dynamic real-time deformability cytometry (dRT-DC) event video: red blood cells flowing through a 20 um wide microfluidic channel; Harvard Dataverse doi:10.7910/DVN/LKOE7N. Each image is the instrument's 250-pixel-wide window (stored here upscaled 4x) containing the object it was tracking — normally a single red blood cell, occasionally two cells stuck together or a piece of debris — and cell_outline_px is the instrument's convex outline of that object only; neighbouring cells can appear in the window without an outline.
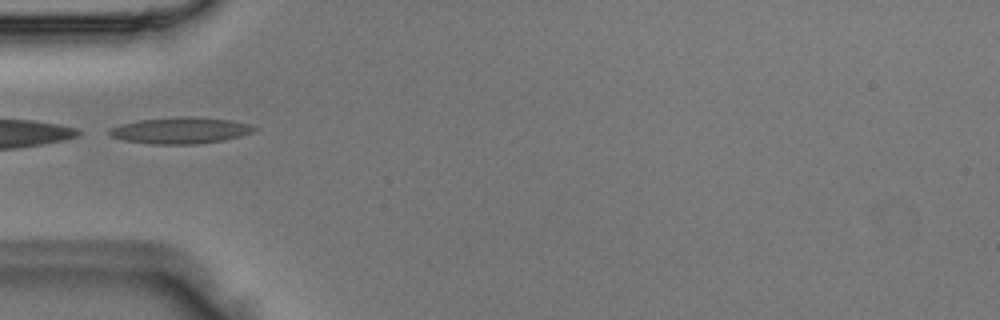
{"species": "Egyptian fruit bat (a non-hibernating species)", "species_latin": "Rousettus aegyptiacus", "temperature_condition": "room temperature", "stored_images_in_passage": 5, "camera_frame_rate_fps": 3000, "um_per_image_px": 0.085, "animal": {"sex": "male"}, "frame": {"image": 1, "passage_image": 5, "time_ms": 1.333, "image_size_px": [1000, 320], "cell_outline_px": [[260, 128], [252, 132], [240, 136], [224, 140], [196, 144], [148, 144], [124, 140], [112, 136], [108, 132], [108, 128], [120, 124], [140, 120], [180, 116], [192, 116], [232, 120], [248, 124]], "centroid_in_image_um": [15.34, 11.08], "position_along_channel_um": 69.7, "area_um2": 22.37}}